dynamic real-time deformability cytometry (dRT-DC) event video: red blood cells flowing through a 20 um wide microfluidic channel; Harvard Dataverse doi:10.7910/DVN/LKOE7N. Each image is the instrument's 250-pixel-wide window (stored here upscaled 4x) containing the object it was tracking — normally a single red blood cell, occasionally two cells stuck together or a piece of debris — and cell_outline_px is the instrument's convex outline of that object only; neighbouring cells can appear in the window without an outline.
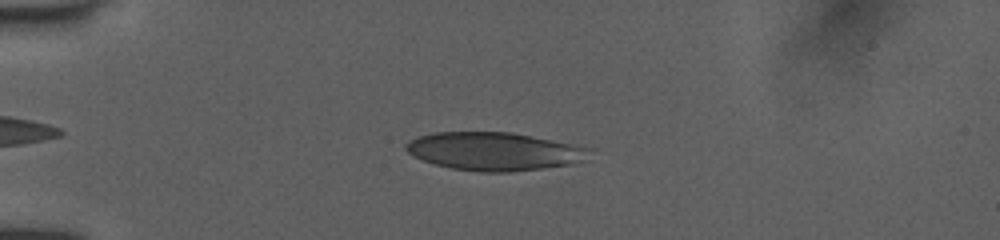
{"species": "human", "species_latin": "Homo sapiens", "temperature_condition": "room temperature", "stored_images_in_passage": 42, "camera_frame_rate_fps": 3000, "um_per_image_px": 0.085, "donor": {"sex": "female"}, "frame": {"image": 1, "passage_image": 9, "time_ms": 2.667, "image_size_px": [1000, 240], "cell_outline_px": [[588, 148], [572, 164], [544, 168], [512, 172], [480, 172], [452, 168], [436, 164], [424, 160], [408, 152], [404, 148], [404, 144], [408, 140], [432, 132], [512, 132], [572, 144]], "centroid_in_image_um": [41.87, 12.85], "position_along_channel_um": 43.1, "area_um2": 40.0}}
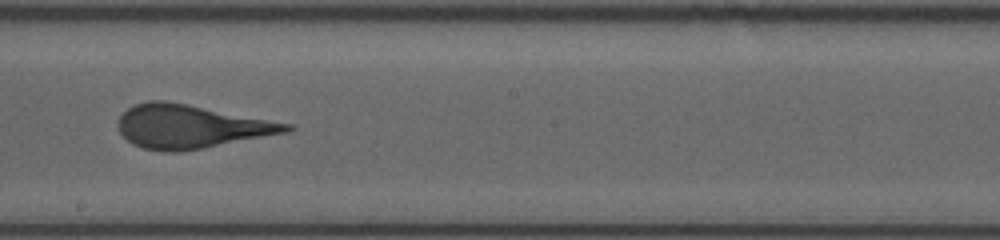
{"frame": {"image": 2, "passage_image": 26, "time_ms": 8.333, "image_size_px": [1000, 240], "cell_outline_px": [[296, 128], [288, 132], [204, 148], [180, 152], [164, 152], [144, 148], [132, 144], [120, 132], [116, 124], [120, 116], [128, 108], [136, 104], [148, 100], [164, 100], [292, 124]], "centroid_in_image_um": [16.19, 10.76], "position_along_channel_um": 232.0, "area_um2": 42.37}}
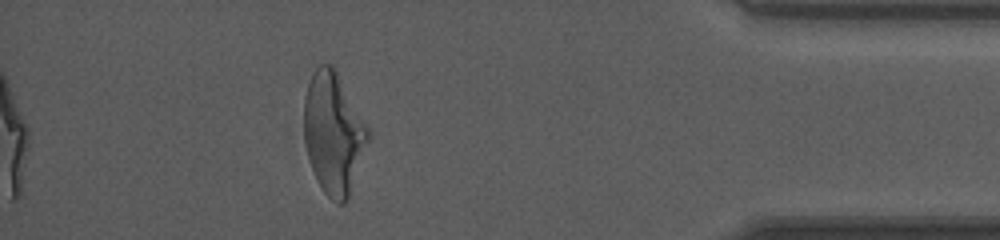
{"frame": {"image": 3, "passage_image": 42, "time_ms": 13.667, "image_size_px": [1000, 240], "cell_outline_px": [[368, 140], [348, 196], [344, 204], [336, 204], [324, 192], [316, 180], [308, 156], [304, 140], [304, 96], [312, 72], [320, 64], [332, 64], [368, 128]], "centroid_in_image_um": [28.3, 11.31], "position_along_channel_um": 406.9, "area_um2": 44.45}, "authors_computed_cell_mechanics": {"area_um2": 42.0495, "velocity_mm_per_s": 4.0076, "shape_relaxation_time_tau1_ms": 4.6066, "shape_relaxation_time_tau2_ms": 0.5918, "deformation_change_tau1": 0.1971, "deformation_change_tau2": 0.0798}}